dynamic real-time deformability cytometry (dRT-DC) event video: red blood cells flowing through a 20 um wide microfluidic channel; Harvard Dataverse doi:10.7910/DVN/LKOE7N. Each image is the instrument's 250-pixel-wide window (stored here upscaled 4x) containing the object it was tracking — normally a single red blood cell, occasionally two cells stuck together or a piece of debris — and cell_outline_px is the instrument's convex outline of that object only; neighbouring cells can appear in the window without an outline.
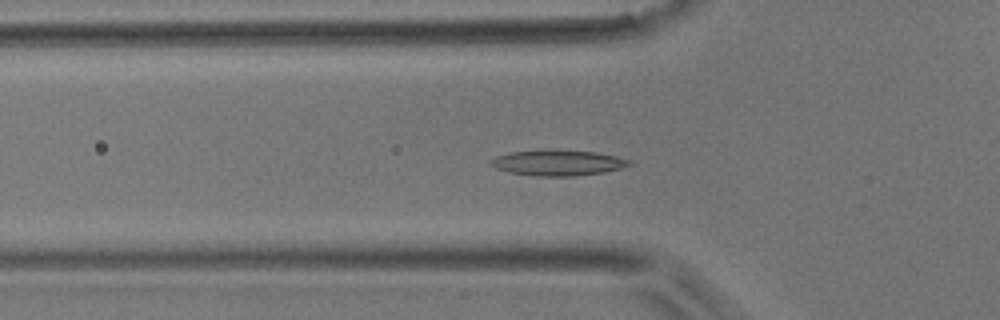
{"species": "common noctule bat (a hibernating species)", "species_latin": "Nyctalus noctula", "temperature_condition": "room temperature", "stored_images_in_passage": 43, "camera_frame_rate_fps": 3000, "um_per_image_px": 0.085, "animal": {"sex": "male", "body_mass_g": 17.9}, "frame": {"image": 1, "passage_image": 11, "time_ms": 3.333, "image_size_px": [1000, 320], "cell_outline_px": [[632, 164], [620, 168], [604, 172], [572, 176], [536, 176], [508, 172], [496, 168], [488, 160], [496, 156], [512, 152], [596, 152], [616, 156], [628, 160]], "centroid_in_image_um": [47.41, 13.88], "position_along_channel_um": 78.4, "area_um2": 19.65}}
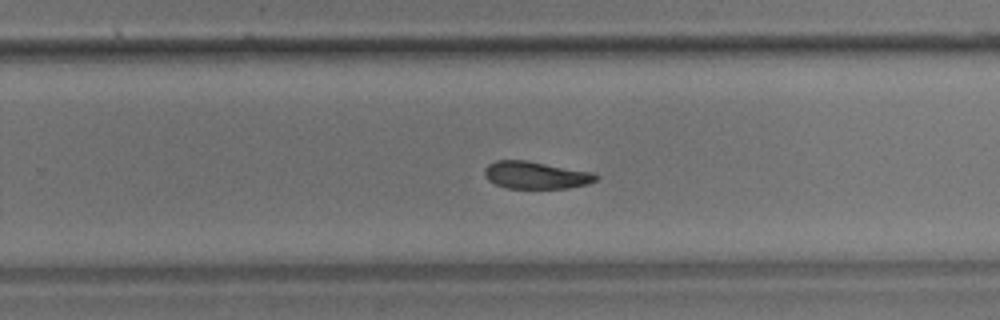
{"frame": {"image": 2, "passage_image": 26, "time_ms": 8.333, "image_size_px": [1000, 320], "cell_outline_px": [[600, 176], [596, 180], [588, 184], [568, 188], [508, 188], [496, 184], [488, 180], [484, 176], [484, 168], [488, 164], [496, 160], [528, 160], [596, 172]], "centroid_in_image_um": [45.58, 14.87], "position_along_channel_um": 284.2, "area_um2": 18.09}}
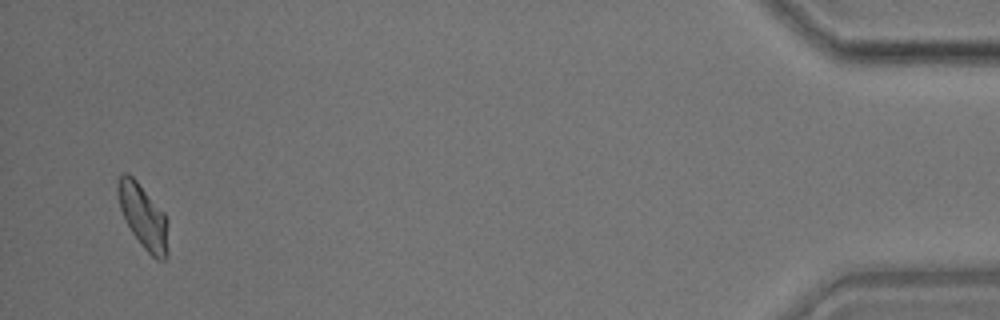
{"frame": {"image": 3, "passage_image": 42, "time_ms": 13.667, "image_size_px": [1000, 320], "cell_outline_px": [[168, 256], [164, 260], [156, 260], [140, 244], [124, 220], [120, 208], [116, 192], [116, 184], [120, 176], [124, 172], [128, 172], [136, 180], [164, 212], [168, 220]], "centroid_in_image_um": [12.18, 18.41], "position_along_channel_um": 423.0, "area_um2": 19.13}}